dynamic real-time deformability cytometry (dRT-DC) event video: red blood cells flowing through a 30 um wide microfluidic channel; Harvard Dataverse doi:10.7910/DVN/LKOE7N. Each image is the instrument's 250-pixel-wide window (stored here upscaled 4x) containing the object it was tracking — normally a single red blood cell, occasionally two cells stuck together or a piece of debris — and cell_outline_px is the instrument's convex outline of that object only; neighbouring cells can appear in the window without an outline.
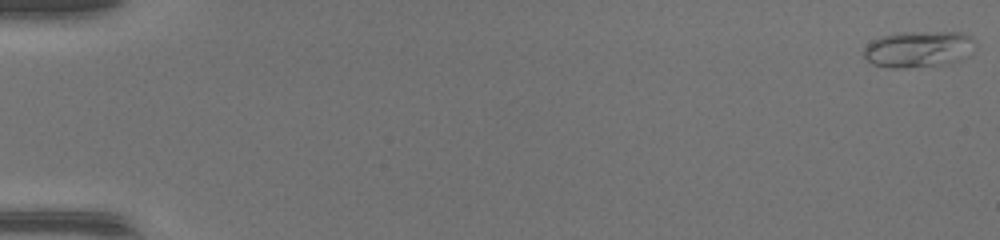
{"species": "common noctule bat (a hibernating species)", "species_latin": "Nyctalus noctula", "temperature_condition": "warm", "stored_images_in_passage": 49, "camera_frame_rate_fps": 3000, "um_per_image_px": 0.085, "animal": {"sex": "female", "body_mass_g": 17.0, "forearm_length_mm": 48.0}, "frame": {"image": 1, "passage_image": 1, "time_ms": 0.0, "image_size_px": [1000, 240], "cell_outline_px": [[976, 48], [972, 56], [960, 60], [940, 64], [904, 68], [888, 68], [872, 64], [864, 56], [864, 48], [872, 40], [880, 36], [896, 32], [960, 32], [972, 36]], "centroid_in_image_um": [78.11, 4.17], "position_along_channel_um": 6.9, "area_um2": 23.99}}
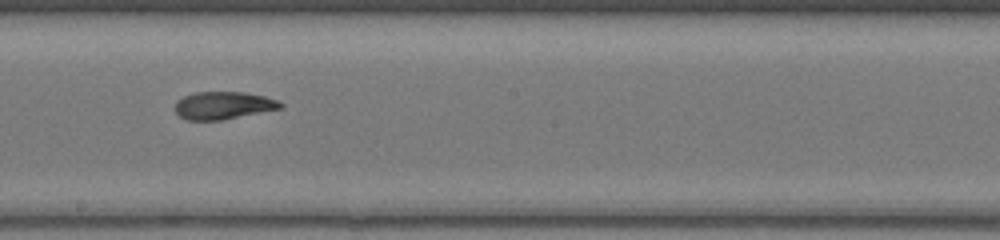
{"frame": {"image": 2, "passage_image": 29, "time_ms": 9.333, "image_size_px": [1000, 240], "cell_outline_px": [[284, 108], [220, 120], [188, 120], [180, 116], [176, 112], [176, 100], [184, 96], [196, 92], [244, 92], [264, 96], [276, 100], [284, 104]], "centroid_in_image_um": [19.0, 8.96], "position_along_channel_um": 229.2, "area_um2": 16.88}}
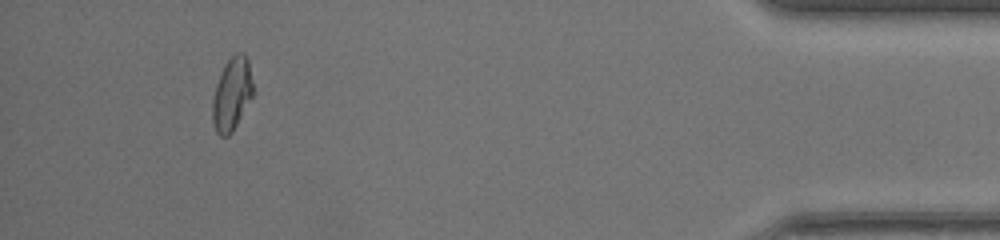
{"frame": {"image": 3, "passage_image": 46, "time_ms": 15.0, "image_size_px": [1000, 240], "cell_outline_px": [[252, 96], [232, 132], [228, 136], [220, 136], [216, 132], [212, 120], [212, 100], [216, 84], [224, 64], [236, 52], [244, 52], [248, 60], [252, 80]], "centroid_in_image_um": [19.69, 7.98], "position_along_channel_um": 415.5, "area_um2": 17.11}, "authors_computed_cell_mechanics": {"area_um2": 17.6868, "velocity_mm_per_s": 4.3592, "shape_relaxation_time_tau1_ms": 6.849, "shape_relaxation_time_tau2_ms": 1.8689, "deformation_change_tau1": 0.2533, "deformation_change_tau2": 0.0624}}